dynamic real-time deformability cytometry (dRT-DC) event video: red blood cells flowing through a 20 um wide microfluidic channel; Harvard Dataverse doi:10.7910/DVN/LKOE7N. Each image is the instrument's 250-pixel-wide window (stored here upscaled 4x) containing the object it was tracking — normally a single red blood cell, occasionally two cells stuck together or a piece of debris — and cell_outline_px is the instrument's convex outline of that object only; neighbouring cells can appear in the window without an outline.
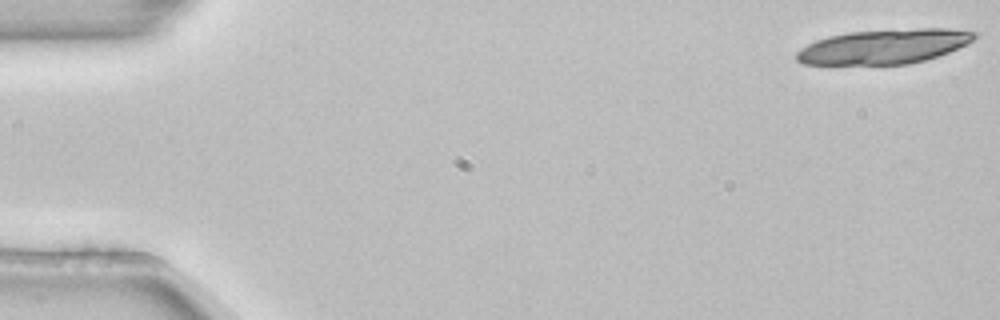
{"species": "common noctule bat (a hibernating species)", "species_latin": "Nyctalus noctula", "temperature_condition": "room temperature", "stored_images_in_passage": 5, "camera_frame_rate_fps": 3000, "um_per_image_px": 0.085, "animal": {"sex": "female", "body_mass_g": 22.7, "forearm_length_mm": 54.2}, "frame": {"image": 1, "passage_image": 1, "time_ms": 0.0, "image_size_px": [1000, 320], "cell_outline_px": [[980, 32], [968, 44], [948, 52], [924, 60], [908, 64], [804, 64], [796, 60], [796, 52], [800, 48], [816, 40], [828, 36], [848, 32], [916, 28], [948, 28]], "centroid_in_image_um": [75.16, 3.94], "position_along_channel_um": 9.8, "area_um2": 35.89}}